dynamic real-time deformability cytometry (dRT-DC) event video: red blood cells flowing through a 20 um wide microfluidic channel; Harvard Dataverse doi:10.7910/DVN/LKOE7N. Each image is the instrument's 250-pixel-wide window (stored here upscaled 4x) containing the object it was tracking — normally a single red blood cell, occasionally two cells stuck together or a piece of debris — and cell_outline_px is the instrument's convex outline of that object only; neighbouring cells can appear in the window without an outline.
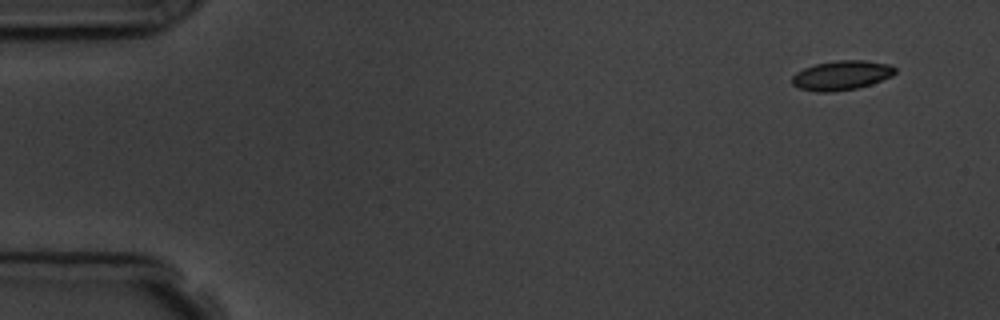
{"species": "common noctule bat (a hibernating species)", "species_latin": "Nyctalus noctula", "temperature_condition": "room temperature", "stored_images_in_passage": 9, "camera_frame_rate_fps": 3000, "um_per_image_px": 0.085, "animal": {"sex": "male", "body_mass_g": 19.5, "forearm_length_mm": 54.6}, "frame": {"image": 1, "passage_image": 1, "time_ms": 0.0, "image_size_px": [1000, 320], "cell_outline_px": [[896, 72], [892, 76], [872, 84], [856, 88], [832, 92], [816, 92], [800, 88], [792, 84], [792, 76], [796, 72], [804, 68], [816, 64], [836, 60], [864, 60], [888, 64], [896, 68]], "centroid_in_image_um": [71.53, 6.4], "position_along_channel_um": 13.5, "area_um2": 17.69}}
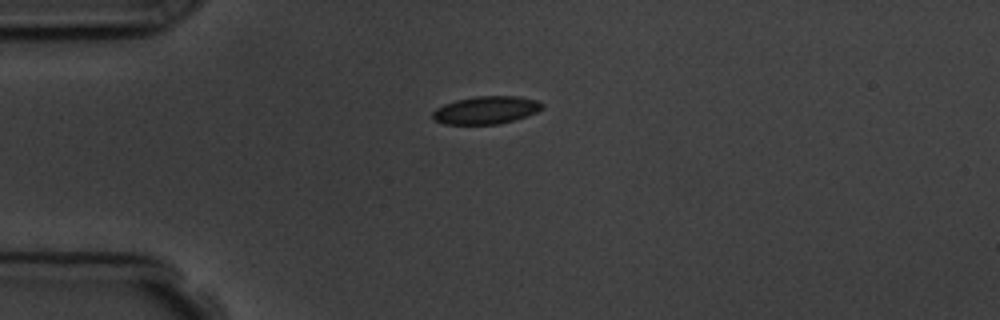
{"frame": {"image": 2, "passage_image": 4, "time_ms": 3.333, "image_size_px": [1000, 320], "cell_outline_px": [[544, 108], [528, 116], [516, 120], [500, 124], [444, 124], [432, 120], [432, 112], [436, 108], [444, 104], [456, 100], [476, 96], [516, 96], [536, 100], [544, 104]], "centroid_in_image_um": [41.31, 9.36], "position_along_channel_um": 43.7, "area_um2": 17.92}}